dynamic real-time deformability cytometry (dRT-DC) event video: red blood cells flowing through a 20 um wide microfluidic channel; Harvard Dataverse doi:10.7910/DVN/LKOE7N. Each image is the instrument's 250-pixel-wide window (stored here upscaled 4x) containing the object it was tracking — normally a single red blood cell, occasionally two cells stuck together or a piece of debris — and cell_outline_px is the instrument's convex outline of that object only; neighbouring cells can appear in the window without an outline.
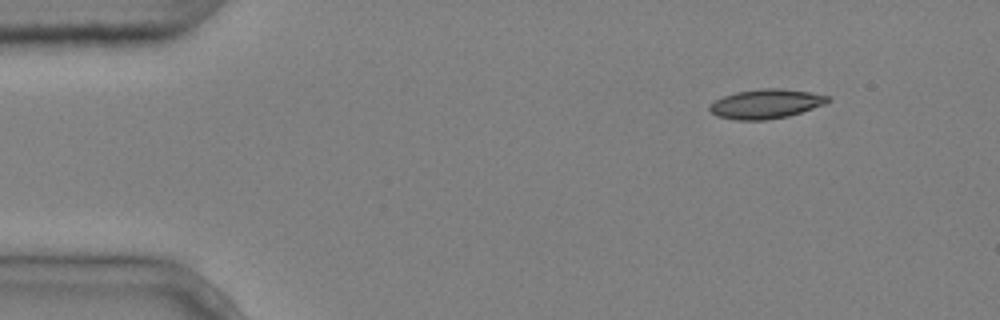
{"species": "common noctule bat (a hibernating species)", "species_latin": "Nyctalus noctula", "temperature_condition": "cold", "stored_images_in_passage": 3, "camera_frame_rate_fps": 3000, "um_per_image_px": 0.085, "animal": {"sex": "male", "body_mass_g": 20.4}, "frame": {"image": 1, "passage_image": 1, "time_ms": 0.0, "image_size_px": [1000, 320], "cell_outline_px": [[828, 100], [824, 104], [788, 116], [764, 120], [736, 120], [716, 116], [708, 108], [716, 100], [724, 96], [736, 92], [760, 88], [780, 88], [812, 92], [828, 96]], "centroid_in_image_um": [65.08, 8.82], "position_along_channel_um": 19.9, "area_um2": 20.0}}